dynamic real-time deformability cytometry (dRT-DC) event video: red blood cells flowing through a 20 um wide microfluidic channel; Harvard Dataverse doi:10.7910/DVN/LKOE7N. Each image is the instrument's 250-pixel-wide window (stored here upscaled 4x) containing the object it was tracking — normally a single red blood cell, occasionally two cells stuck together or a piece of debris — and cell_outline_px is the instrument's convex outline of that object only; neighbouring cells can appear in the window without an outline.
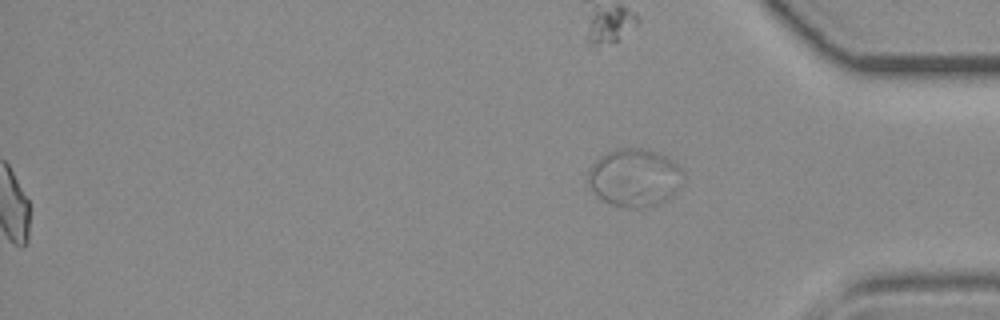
{"species": "common noctule bat (a hibernating species)", "species_latin": "Nyctalus noctula", "temperature_condition": "room temperature", "stored_images_in_passage": 45, "segment_of_instrument_passage": [2, 2], "camera_frame_rate_fps": 3000, "um_per_image_px": 0.085, "animal": {"sex": "female", "body_mass_g": 19.3, "forearm_length_mm": 54.1}, "frame": {"image": 1, "passage_image": 45, "time_ms": 14.667, "image_size_px": [1000, 320], "cell_outline_px": [[684, 172], [680, 188], [672, 196], [656, 204], [644, 208], [624, 208], [612, 204], [604, 200], [588, 184], [588, 168], [596, 160], [608, 152], [620, 148], [640, 148], [656, 152], [672, 160], [684, 168]], "centroid_in_image_um": [53.97, 15.1], "position_along_channel_um": 381.2, "area_um2": 32.08}}